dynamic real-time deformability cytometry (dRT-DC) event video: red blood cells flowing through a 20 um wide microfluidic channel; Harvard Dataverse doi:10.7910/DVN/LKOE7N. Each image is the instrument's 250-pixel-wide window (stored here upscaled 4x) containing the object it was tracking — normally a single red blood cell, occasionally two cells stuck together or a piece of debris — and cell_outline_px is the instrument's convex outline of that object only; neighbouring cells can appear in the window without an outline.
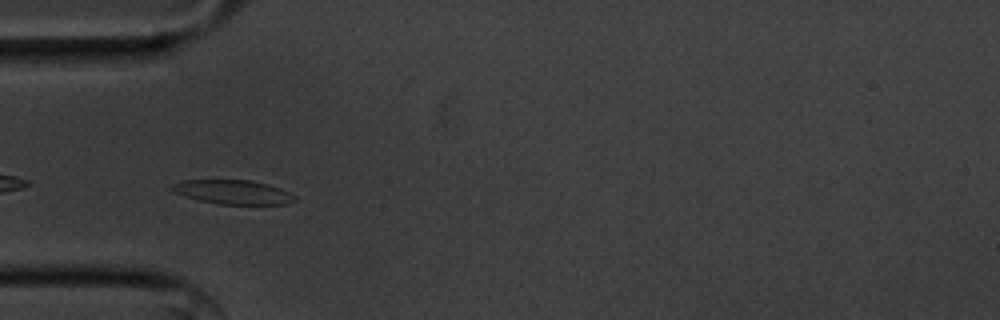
{"species": "common noctule bat (a hibernating species)", "species_latin": "Nyctalus noctula", "temperature_condition": "cold", "stored_images_in_passage": 41, "camera_frame_rate_fps": 3000, "um_per_image_px": 0.085, "animal": {"sex": "male", "body_mass_g": 20.1, "forearm_length_mm": 53.5}, "frame": {"image": 1, "passage_image": 2, "time_ms": 0.333, "image_size_px": [1000, 320], "cell_outline_px": [[296, 200], [288, 204], [216, 204], [184, 196], [168, 188], [172, 184], [184, 180], [252, 180], [268, 184], [280, 188], [296, 196]], "centroid_in_image_um": [19.81, 16.32], "position_along_channel_um": 65.2, "area_um2": 17.28}}
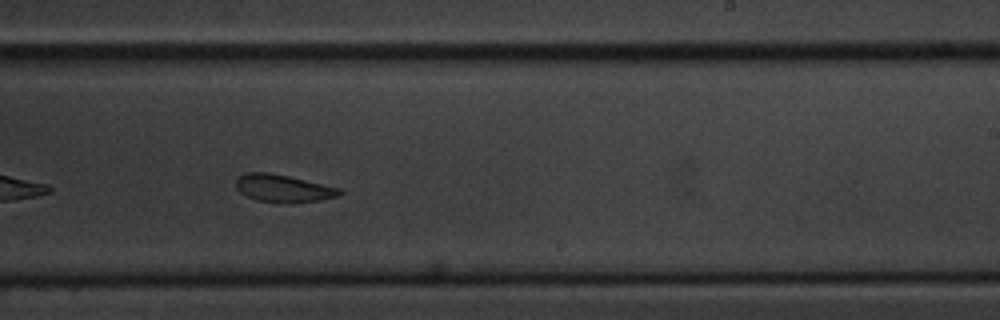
{"frame": {"image": 2, "passage_image": 19, "time_ms": 6.0, "image_size_px": [1000, 320], "cell_outline_px": [[344, 192], [340, 196], [320, 200], [256, 200], [240, 192], [236, 188], [236, 180], [244, 172], [268, 172], [288, 176], [340, 188]], "centroid_in_image_um": [24.07, 15.96], "position_along_channel_um": 264.9, "area_um2": 15.84}}
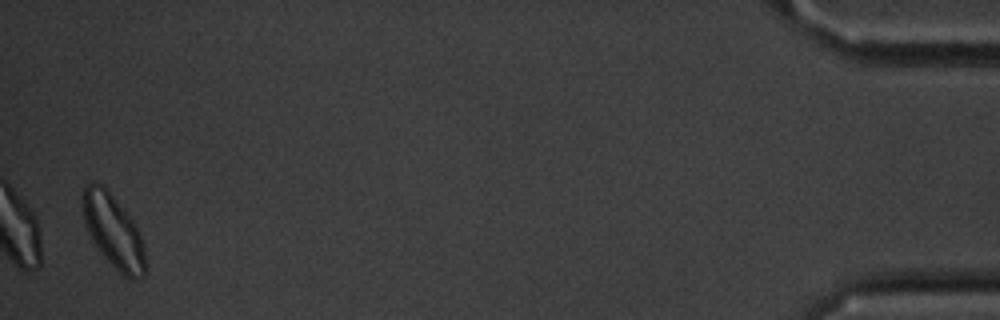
{"frame": {"image": 3, "passage_image": 40, "time_ms": 13.0, "image_size_px": [1000, 320], "cell_outline_px": [[148, 268], [144, 276], [132, 280], [124, 276], [100, 252], [92, 240], [88, 232], [84, 220], [80, 204], [80, 192], [84, 184], [92, 180], [104, 184], [132, 220], [140, 232], [144, 244]], "centroid_in_image_um": [9.61, 19.6], "position_along_channel_um": 425.6, "area_um2": 27.57}, "authors_computed_cell_mechanics": {"area_um2": 18.1492, "velocity_mm_per_s": 3.5322, "shape_relaxation_time_tau1_ms": 2.7644, "shape_relaxation_time_tau2_ms": 4.9747, "deformation_change_tau1": 0.0913, "deformation_change_tau2": 0.1139}}